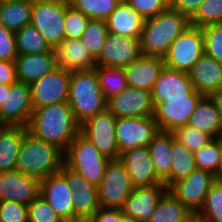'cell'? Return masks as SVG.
I'll list each match as a JSON object with an SVG mask.
<instances>
[{
    "label": "cell",
    "mask_w": 222,
    "mask_h": 222,
    "mask_svg": "<svg viewBox=\"0 0 222 222\" xmlns=\"http://www.w3.org/2000/svg\"><path fill=\"white\" fill-rule=\"evenodd\" d=\"M11 85H1L0 84V106L4 103V99L6 97V91H10Z\"/></svg>",
    "instance_id": "54"
},
{
    "label": "cell",
    "mask_w": 222,
    "mask_h": 222,
    "mask_svg": "<svg viewBox=\"0 0 222 222\" xmlns=\"http://www.w3.org/2000/svg\"><path fill=\"white\" fill-rule=\"evenodd\" d=\"M123 0H68L69 5L92 20L106 21Z\"/></svg>",
    "instance_id": "36"
},
{
    "label": "cell",
    "mask_w": 222,
    "mask_h": 222,
    "mask_svg": "<svg viewBox=\"0 0 222 222\" xmlns=\"http://www.w3.org/2000/svg\"><path fill=\"white\" fill-rule=\"evenodd\" d=\"M32 2H35V1H44V0H31Z\"/></svg>",
    "instance_id": "58"
},
{
    "label": "cell",
    "mask_w": 222,
    "mask_h": 222,
    "mask_svg": "<svg viewBox=\"0 0 222 222\" xmlns=\"http://www.w3.org/2000/svg\"><path fill=\"white\" fill-rule=\"evenodd\" d=\"M68 0L33 2L31 24L43 35L53 49L65 39L64 20Z\"/></svg>",
    "instance_id": "7"
},
{
    "label": "cell",
    "mask_w": 222,
    "mask_h": 222,
    "mask_svg": "<svg viewBox=\"0 0 222 222\" xmlns=\"http://www.w3.org/2000/svg\"><path fill=\"white\" fill-rule=\"evenodd\" d=\"M60 172L66 177L68 186L72 191L79 189L81 186H86V184H91L85 177L74 172L65 164L62 165Z\"/></svg>",
    "instance_id": "51"
},
{
    "label": "cell",
    "mask_w": 222,
    "mask_h": 222,
    "mask_svg": "<svg viewBox=\"0 0 222 222\" xmlns=\"http://www.w3.org/2000/svg\"><path fill=\"white\" fill-rule=\"evenodd\" d=\"M194 90L209 96L222 89V63L204 54L188 71Z\"/></svg>",
    "instance_id": "24"
},
{
    "label": "cell",
    "mask_w": 222,
    "mask_h": 222,
    "mask_svg": "<svg viewBox=\"0 0 222 222\" xmlns=\"http://www.w3.org/2000/svg\"><path fill=\"white\" fill-rule=\"evenodd\" d=\"M68 104L79 124L107 109L95 68L71 72Z\"/></svg>",
    "instance_id": "4"
},
{
    "label": "cell",
    "mask_w": 222,
    "mask_h": 222,
    "mask_svg": "<svg viewBox=\"0 0 222 222\" xmlns=\"http://www.w3.org/2000/svg\"><path fill=\"white\" fill-rule=\"evenodd\" d=\"M28 132L37 139L56 145L63 152L80 133L68 102L33 109Z\"/></svg>",
    "instance_id": "1"
},
{
    "label": "cell",
    "mask_w": 222,
    "mask_h": 222,
    "mask_svg": "<svg viewBox=\"0 0 222 222\" xmlns=\"http://www.w3.org/2000/svg\"><path fill=\"white\" fill-rule=\"evenodd\" d=\"M209 96L213 99L215 103L216 109L218 110V114L220 117V121L222 123V89L212 93Z\"/></svg>",
    "instance_id": "52"
},
{
    "label": "cell",
    "mask_w": 222,
    "mask_h": 222,
    "mask_svg": "<svg viewBox=\"0 0 222 222\" xmlns=\"http://www.w3.org/2000/svg\"><path fill=\"white\" fill-rule=\"evenodd\" d=\"M205 54L222 63V23L202 28Z\"/></svg>",
    "instance_id": "42"
},
{
    "label": "cell",
    "mask_w": 222,
    "mask_h": 222,
    "mask_svg": "<svg viewBox=\"0 0 222 222\" xmlns=\"http://www.w3.org/2000/svg\"><path fill=\"white\" fill-rule=\"evenodd\" d=\"M14 33L18 55L55 53L53 47L31 23Z\"/></svg>",
    "instance_id": "32"
},
{
    "label": "cell",
    "mask_w": 222,
    "mask_h": 222,
    "mask_svg": "<svg viewBox=\"0 0 222 222\" xmlns=\"http://www.w3.org/2000/svg\"><path fill=\"white\" fill-rule=\"evenodd\" d=\"M28 222H64L47 201L39 195L28 205Z\"/></svg>",
    "instance_id": "44"
},
{
    "label": "cell",
    "mask_w": 222,
    "mask_h": 222,
    "mask_svg": "<svg viewBox=\"0 0 222 222\" xmlns=\"http://www.w3.org/2000/svg\"><path fill=\"white\" fill-rule=\"evenodd\" d=\"M219 145H220V163L218 173L215 176L216 180L222 182V136H219Z\"/></svg>",
    "instance_id": "53"
},
{
    "label": "cell",
    "mask_w": 222,
    "mask_h": 222,
    "mask_svg": "<svg viewBox=\"0 0 222 222\" xmlns=\"http://www.w3.org/2000/svg\"><path fill=\"white\" fill-rule=\"evenodd\" d=\"M204 0H175L171 7L191 20Z\"/></svg>",
    "instance_id": "49"
},
{
    "label": "cell",
    "mask_w": 222,
    "mask_h": 222,
    "mask_svg": "<svg viewBox=\"0 0 222 222\" xmlns=\"http://www.w3.org/2000/svg\"><path fill=\"white\" fill-rule=\"evenodd\" d=\"M90 18L68 5L66 8L64 29L65 38L79 39L87 27Z\"/></svg>",
    "instance_id": "43"
},
{
    "label": "cell",
    "mask_w": 222,
    "mask_h": 222,
    "mask_svg": "<svg viewBox=\"0 0 222 222\" xmlns=\"http://www.w3.org/2000/svg\"><path fill=\"white\" fill-rule=\"evenodd\" d=\"M63 164L64 152L56 145L37 139L29 132L25 135L16 170L41 181L59 172Z\"/></svg>",
    "instance_id": "3"
},
{
    "label": "cell",
    "mask_w": 222,
    "mask_h": 222,
    "mask_svg": "<svg viewBox=\"0 0 222 222\" xmlns=\"http://www.w3.org/2000/svg\"><path fill=\"white\" fill-rule=\"evenodd\" d=\"M109 160L81 133L64 152V164L96 187L101 183Z\"/></svg>",
    "instance_id": "5"
},
{
    "label": "cell",
    "mask_w": 222,
    "mask_h": 222,
    "mask_svg": "<svg viewBox=\"0 0 222 222\" xmlns=\"http://www.w3.org/2000/svg\"><path fill=\"white\" fill-rule=\"evenodd\" d=\"M71 72L57 67L30 84L33 108L68 102Z\"/></svg>",
    "instance_id": "10"
},
{
    "label": "cell",
    "mask_w": 222,
    "mask_h": 222,
    "mask_svg": "<svg viewBox=\"0 0 222 222\" xmlns=\"http://www.w3.org/2000/svg\"><path fill=\"white\" fill-rule=\"evenodd\" d=\"M188 222H207V221L201 219L196 214H194V216Z\"/></svg>",
    "instance_id": "56"
},
{
    "label": "cell",
    "mask_w": 222,
    "mask_h": 222,
    "mask_svg": "<svg viewBox=\"0 0 222 222\" xmlns=\"http://www.w3.org/2000/svg\"><path fill=\"white\" fill-rule=\"evenodd\" d=\"M107 34L106 21L90 19L80 39L95 59L102 50Z\"/></svg>",
    "instance_id": "37"
},
{
    "label": "cell",
    "mask_w": 222,
    "mask_h": 222,
    "mask_svg": "<svg viewBox=\"0 0 222 222\" xmlns=\"http://www.w3.org/2000/svg\"><path fill=\"white\" fill-rule=\"evenodd\" d=\"M116 142L120 154L142 146H148L159 131L154 116L117 118Z\"/></svg>",
    "instance_id": "11"
},
{
    "label": "cell",
    "mask_w": 222,
    "mask_h": 222,
    "mask_svg": "<svg viewBox=\"0 0 222 222\" xmlns=\"http://www.w3.org/2000/svg\"><path fill=\"white\" fill-rule=\"evenodd\" d=\"M172 133L180 144H183L192 152L206 146L213 139L212 136L199 131L197 128L192 127L189 124L177 128Z\"/></svg>",
    "instance_id": "41"
},
{
    "label": "cell",
    "mask_w": 222,
    "mask_h": 222,
    "mask_svg": "<svg viewBox=\"0 0 222 222\" xmlns=\"http://www.w3.org/2000/svg\"><path fill=\"white\" fill-rule=\"evenodd\" d=\"M107 109L116 118L149 117L155 105L151 92L128 86L108 100Z\"/></svg>",
    "instance_id": "17"
},
{
    "label": "cell",
    "mask_w": 222,
    "mask_h": 222,
    "mask_svg": "<svg viewBox=\"0 0 222 222\" xmlns=\"http://www.w3.org/2000/svg\"><path fill=\"white\" fill-rule=\"evenodd\" d=\"M28 128L0 125V172L16 170L18 154Z\"/></svg>",
    "instance_id": "27"
},
{
    "label": "cell",
    "mask_w": 222,
    "mask_h": 222,
    "mask_svg": "<svg viewBox=\"0 0 222 222\" xmlns=\"http://www.w3.org/2000/svg\"><path fill=\"white\" fill-rule=\"evenodd\" d=\"M174 139L172 132L159 130L148 144L155 172L168 189L171 170L170 149Z\"/></svg>",
    "instance_id": "28"
},
{
    "label": "cell",
    "mask_w": 222,
    "mask_h": 222,
    "mask_svg": "<svg viewBox=\"0 0 222 222\" xmlns=\"http://www.w3.org/2000/svg\"><path fill=\"white\" fill-rule=\"evenodd\" d=\"M40 195L64 222H83L73 210L72 190L66 177L59 171L40 182Z\"/></svg>",
    "instance_id": "16"
},
{
    "label": "cell",
    "mask_w": 222,
    "mask_h": 222,
    "mask_svg": "<svg viewBox=\"0 0 222 222\" xmlns=\"http://www.w3.org/2000/svg\"><path fill=\"white\" fill-rule=\"evenodd\" d=\"M218 23H222V0H204L190 20V25L200 28Z\"/></svg>",
    "instance_id": "40"
},
{
    "label": "cell",
    "mask_w": 222,
    "mask_h": 222,
    "mask_svg": "<svg viewBox=\"0 0 222 222\" xmlns=\"http://www.w3.org/2000/svg\"><path fill=\"white\" fill-rule=\"evenodd\" d=\"M33 109L30 85L17 81L11 84L10 91H6L0 106V125L27 127Z\"/></svg>",
    "instance_id": "13"
},
{
    "label": "cell",
    "mask_w": 222,
    "mask_h": 222,
    "mask_svg": "<svg viewBox=\"0 0 222 222\" xmlns=\"http://www.w3.org/2000/svg\"><path fill=\"white\" fill-rule=\"evenodd\" d=\"M135 186L119 159L107 163L105 174L98 186V202L102 208H122Z\"/></svg>",
    "instance_id": "8"
},
{
    "label": "cell",
    "mask_w": 222,
    "mask_h": 222,
    "mask_svg": "<svg viewBox=\"0 0 222 222\" xmlns=\"http://www.w3.org/2000/svg\"><path fill=\"white\" fill-rule=\"evenodd\" d=\"M204 95L193 90L186 98L168 99L155 105L154 119L159 130L173 132L188 124L192 112Z\"/></svg>",
    "instance_id": "12"
},
{
    "label": "cell",
    "mask_w": 222,
    "mask_h": 222,
    "mask_svg": "<svg viewBox=\"0 0 222 222\" xmlns=\"http://www.w3.org/2000/svg\"><path fill=\"white\" fill-rule=\"evenodd\" d=\"M190 25V20L171 6L152 18L145 19L140 38L144 56L164 57L172 42Z\"/></svg>",
    "instance_id": "2"
},
{
    "label": "cell",
    "mask_w": 222,
    "mask_h": 222,
    "mask_svg": "<svg viewBox=\"0 0 222 222\" xmlns=\"http://www.w3.org/2000/svg\"><path fill=\"white\" fill-rule=\"evenodd\" d=\"M196 168L217 175L220 163L219 137L213 138L206 146L194 152Z\"/></svg>",
    "instance_id": "39"
},
{
    "label": "cell",
    "mask_w": 222,
    "mask_h": 222,
    "mask_svg": "<svg viewBox=\"0 0 222 222\" xmlns=\"http://www.w3.org/2000/svg\"><path fill=\"white\" fill-rule=\"evenodd\" d=\"M0 222H28V205L0 200Z\"/></svg>",
    "instance_id": "45"
},
{
    "label": "cell",
    "mask_w": 222,
    "mask_h": 222,
    "mask_svg": "<svg viewBox=\"0 0 222 222\" xmlns=\"http://www.w3.org/2000/svg\"><path fill=\"white\" fill-rule=\"evenodd\" d=\"M116 120L106 109L80 124V133L110 160L120 157L116 142Z\"/></svg>",
    "instance_id": "9"
},
{
    "label": "cell",
    "mask_w": 222,
    "mask_h": 222,
    "mask_svg": "<svg viewBox=\"0 0 222 222\" xmlns=\"http://www.w3.org/2000/svg\"><path fill=\"white\" fill-rule=\"evenodd\" d=\"M17 81L15 61L0 60V84L11 85Z\"/></svg>",
    "instance_id": "50"
},
{
    "label": "cell",
    "mask_w": 222,
    "mask_h": 222,
    "mask_svg": "<svg viewBox=\"0 0 222 222\" xmlns=\"http://www.w3.org/2000/svg\"><path fill=\"white\" fill-rule=\"evenodd\" d=\"M119 222H139V221L131 216L125 215L121 209V218Z\"/></svg>",
    "instance_id": "55"
},
{
    "label": "cell",
    "mask_w": 222,
    "mask_h": 222,
    "mask_svg": "<svg viewBox=\"0 0 222 222\" xmlns=\"http://www.w3.org/2000/svg\"><path fill=\"white\" fill-rule=\"evenodd\" d=\"M72 205L74 213L86 222L100 207L98 202V187L86 184L72 191Z\"/></svg>",
    "instance_id": "34"
},
{
    "label": "cell",
    "mask_w": 222,
    "mask_h": 222,
    "mask_svg": "<svg viewBox=\"0 0 222 222\" xmlns=\"http://www.w3.org/2000/svg\"><path fill=\"white\" fill-rule=\"evenodd\" d=\"M194 90L186 72L164 67L151 91L154 105L168 99L186 98Z\"/></svg>",
    "instance_id": "22"
},
{
    "label": "cell",
    "mask_w": 222,
    "mask_h": 222,
    "mask_svg": "<svg viewBox=\"0 0 222 222\" xmlns=\"http://www.w3.org/2000/svg\"><path fill=\"white\" fill-rule=\"evenodd\" d=\"M17 56L14 31L6 29L0 24V60L15 61Z\"/></svg>",
    "instance_id": "47"
},
{
    "label": "cell",
    "mask_w": 222,
    "mask_h": 222,
    "mask_svg": "<svg viewBox=\"0 0 222 222\" xmlns=\"http://www.w3.org/2000/svg\"><path fill=\"white\" fill-rule=\"evenodd\" d=\"M196 215L207 222H222V182L216 180L212 184Z\"/></svg>",
    "instance_id": "38"
},
{
    "label": "cell",
    "mask_w": 222,
    "mask_h": 222,
    "mask_svg": "<svg viewBox=\"0 0 222 222\" xmlns=\"http://www.w3.org/2000/svg\"><path fill=\"white\" fill-rule=\"evenodd\" d=\"M144 19L125 1L106 20L108 33L141 38Z\"/></svg>",
    "instance_id": "26"
},
{
    "label": "cell",
    "mask_w": 222,
    "mask_h": 222,
    "mask_svg": "<svg viewBox=\"0 0 222 222\" xmlns=\"http://www.w3.org/2000/svg\"><path fill=\"white\" fill-rule=\"evenodd\" d=\"M193 216L194 213L168 189L148 222H188Z\"/></svg>",
    "instance_id": "31"
},
{
    "label": "cell",
    "mask_w": 222,
    "mask_h": 222,
    "mask_svg": "<svg viewBox=\"0 0 222 222\" xmlns=\"http://www.w3.org/2000/svg\"><path fill=\"white\" fill-rule=\"evenodd\" d=\"M95 69L107 101L128 87L123 68L96 66Z\"/></svg>",
    "instance_id": "35"
},
{
    "label": "cell",
    "mask_w": 222,
    "mask_h": 222,
    "mask_svg": "<svg viewBox=\"0 0 222 222\" xmlns=\"http://www.w3.org/2000/svg\"><path fill=\"white\" fill-rule=\"evenodd\" d=\"M141 55L140 38L108 33L96 66L124 68Z\"/></svg>",
    "instance_id": "15"
},
{
    "label": "cell",
    "mask_w": 222,
    "mask_h": 222,
    "mask_svg": "<svg viewBox=\"0 0 222 222\" xmlns=\"http://www.w3.org/2000/svg\"><path fill=\"white\" fill-rule=\"evenodd\" d=\"M170 187L177 181L187 177L195 168L194 152L190 151L176 139L170 149Z\"/></svg>",
    "instance_id": "33"
},
{
    "label": "cell",
    "mask_w": 222,
    "mask_h": 222,
    "mask_svg": "<svg viewBox=\"0 0 222 222\" xmlns=\"http://www.w3.org/2000/svg\"><path fill=\"white\" fill-rule=\"evenodd\" d=\"M216 181L212 173L195 168L187 177L174 183L169 190L194 214L203 207L206 195Z\"/></svg>",
    "instance_id": "14"
},
{
    "label": "cell",
    "mask_w": 222,
    "mask_h": 222,
    "mask_svg": "<svg viewBox=\"0 0 222 222\" xmlns=\"http://www.w3.org/2000/svg\"><path fill=\"white\" fill-rule=\"evenodd\" d=\"M144 20L167 10L166 0H125Z\"/></svg>",
    "instance_id": "46"
},
{
    "label": "cell",
    "mask_w": 222,
    "mask_h": 222,
    "mask_svg": "<svg viewBox=\"0 0 222 222\" xmlns=\"http://www.w3.org/2000/svg\"><path fill=\"white\" fill-rule=\"evenodd\" d=\"M40 180L18 170L0 172V200L29 205L40 195Z\"/></svg>",
    "instance_id": "18"
},
{
    "label": "cell",
    "mask_w": 222,
    "mask_h": 222,
    "mask_svg": "<svg viewBox=\"0 0 222 222\" xmlns=\"http://www.w3.org/2000/svg\"><path fill=\"white\" fill-rule=\"evenodd\" d=\"M119 160L127 169L135 187L164 184L155 172L148 146H142L122 152Z\"/></svg>",
    "instance_id": "19"
},
{
    "label": "cell",
    "mask_w": 222,
    "mask_h": 222,
    "mask_svg": "<svg viewBox=\"0 0 222 222\" xmlns=\"http://www.w3.org/2000/svg\"><path fill=\"white\" fill-rule=\"evenodd\" d=\"M57 67L66 71L91 70L96 67V59L90 54L81 39L65 38L54 48Z\"/></svg>",
    "instance_id": "23"
},
{
    "label": "cell",
    "mask_w": 222,
    "mask_h": 222,
    "mask_svg": "<svg viewBox=\"0 0 222 222\" xmlns=\"http://www.w3.org/2000/svg\"><path fill=\"white\" fill-rule=\"evenodd\" d=\"M33 2L31 0H1L0 24L17 31L31 22Z\"/></svg>",
    "instance_id": "30"
},
{
    "label": "cell",
    "mask_w": 222,
    "mask_h": 222,
    "mask_svg": "<svg viewBox=\"0 0 222 222\" xmlns=\"http://www.w3.org/2000/svg\"><path fill=\"white\" fill-rule=\"evenodd\" d=\"M164 67L163 57L141 55L123 68L127 85L151 92Z\"/></svg>",
    "instance_id": "21"
},
{
    "label": "cell",
    "mask_w": 222,
    "mask_h": 222,
    "mask_svg": "<svg viewBox=\"0 0 222 222\" xmlns=\"http://www.w3.org/2000/svg\"><path fill=\"white\" fill-rule=\"evenodd\" d=\"M17 80L31 84L57 68L55 53L18 55L15 59Z\"/></svg>",
    "instance_id": "25"
},
{
    "label": "cell",
    "mask_w": 222,
    "mask_h": 222,
    "mask_svg": "<svg viewBox=\"0 0 222 222\" xmlns=\"http://www.w3.org/2000/svg\"><path fill=\"white\" fill-rule=\"evenodd\" d=\"M168 190L164 184L135 187L121 208L125 215L148 222L156 209L158 201Z\"/></svg>",
    "instance_id": "20"
},
{
    "label": "cell",
    "mask_w": 222,
    "mask_h": 222,
    "mask_svg": "<svg viewBox=\"0 0 222 222\" xmlns=\"http://www.w3.org/2000/svg\"><path fill=\"white\" fill-rule=\"evenodd\" d=\"M188 124L213 138L222 136V123L215 103L210 96H203L190 116Z\"/></svg>",
    "instance_id": "29"
},
{
    "label": "cell",
    "mask_w": 222,
    "mask_h": 222,
    "mask_svg": "<svg viewBox=\"0 0 222 222\" xmlns=\"http://www.w3.org/2000/svg\"><path fill=\"white\" fill-rule=\"evenodd\" d=\"M121 208H102L98 210L86 222H119Z\"/></svg>",
    "instance_id": "48"
},
{
    "label": "cell",
    "mask_w": 222,
    "mask_h": 222,
    "mask_svg": "<svg viewBox=\"0 0 222 222\" xmlns=\"http://www.w3.org/2000/svg\"><path fill=\"white\" fill-rule=\"evenodd\" d=\"M168 2V4L171 6L175 0H166Z\"/></svg>",
    "instance_id": "57"
},
{
    "label": "cell",
    "mask_w": 222,
    "mask_h": 222,
    "mask_svg": "<svg viewBox=\"0 0 222 222\" xmlns=\"http://www.w3.org/2000/svg\"><path fill=\"white\" fill-rule=\"evenodd\" d=\"M204 54L205 45L202 28L189 25L172 42L163 58L166 67L188 73Z\"/></svg>",
    "instance_id": "6"
}]
</instances>
